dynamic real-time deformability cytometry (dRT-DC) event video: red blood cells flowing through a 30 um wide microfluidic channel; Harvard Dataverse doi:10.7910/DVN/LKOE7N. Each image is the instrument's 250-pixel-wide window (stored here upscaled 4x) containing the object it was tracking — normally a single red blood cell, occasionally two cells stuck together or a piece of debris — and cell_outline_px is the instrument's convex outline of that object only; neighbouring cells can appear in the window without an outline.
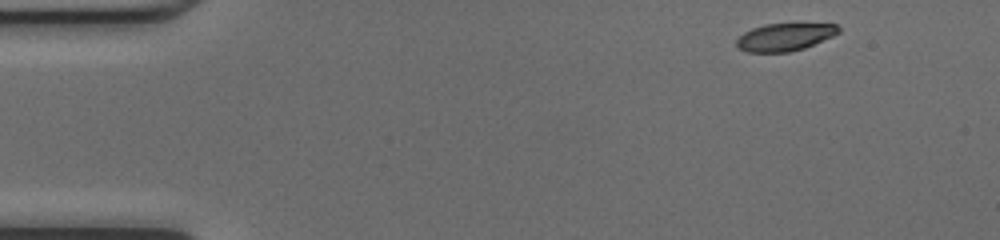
{"species": "common noctule bat (a hibernating species)", "species_latin": "Nyctalus noctula", "temperature_condition": "cold", "stored_images_in_passage": 44, "camera_frame_rate_fps": 3000, "um_per_image_px": 0.085, "animal": {"sex": "female", "body_mass_g": 17.0, "forearm_length_mm": 48.0}, "frame": {"image": 1, "passage_image": 1, "time_ms": 0.0, "image_size_px": [1000, 240], "cell_outline_px": [[840, 32], [832, 36], [804, 48], [788, 52], [748, 52], [736, 48], [736, 40], [744, 32], [752, 28], [764, 24], [836, 24], [840, 28]], "centroid_in_image_um": [66.67, 3.15], "position_along_channel_um": 18.3, "area_um2": 16.3}}
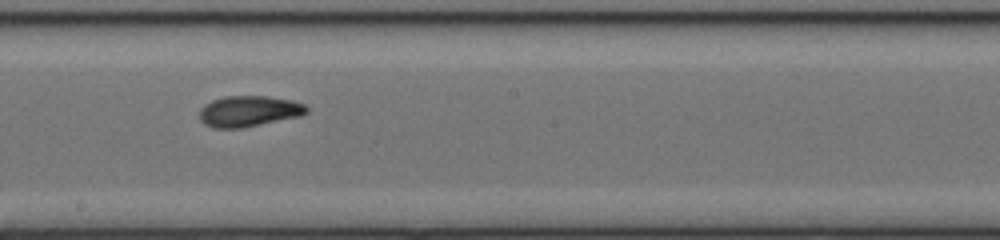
{"frame": {"image": 2, "passage_image": 23, "time_ms": 7.333, "image_size_px": [1000, 240], "cell_outline_px": [[308, 112], [300, 116], [240, 128], [212, 128], [204, 124], [200, 120], [200, 108], [204, 104], [212, 100], [224, 96], [268, 96], [292, 100], [304, 104], [308, 108]], "centroid_in_image_um": [21.13, 9.44], "position_along_channel_um": 227.1, "area_um2": 19.31}}
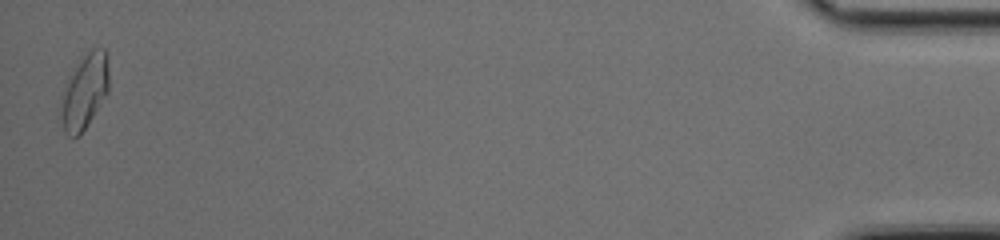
{"frame": {"image": 3, "passage_image": 44, "time_ms": 14.333, "image_size_px": [1000, 240], "cell_outline_px": [[108, 92], [80, 136], [68, 136], [64, 132], [60, 116], [60, 96], [68, 76], [80, 56], [92, 48], [104, 48], [108, 72]], "centroid_in_image_um": [7.13, 7.77], "position_along_channel_um": 428.1, "area_um2": 21.21}, "authors_computed_cell_mechanics": {"area_um2": 18.9006, "velocity_mm_per_s": 4.2532, "shape_relaxation_time_tau1_ms": 6.1326, "shape_relaxation_time_tau2_ms": 2.1603, "deformation_change_tau1": 0.1782, "deformation_change_tau2": 0.0755}}